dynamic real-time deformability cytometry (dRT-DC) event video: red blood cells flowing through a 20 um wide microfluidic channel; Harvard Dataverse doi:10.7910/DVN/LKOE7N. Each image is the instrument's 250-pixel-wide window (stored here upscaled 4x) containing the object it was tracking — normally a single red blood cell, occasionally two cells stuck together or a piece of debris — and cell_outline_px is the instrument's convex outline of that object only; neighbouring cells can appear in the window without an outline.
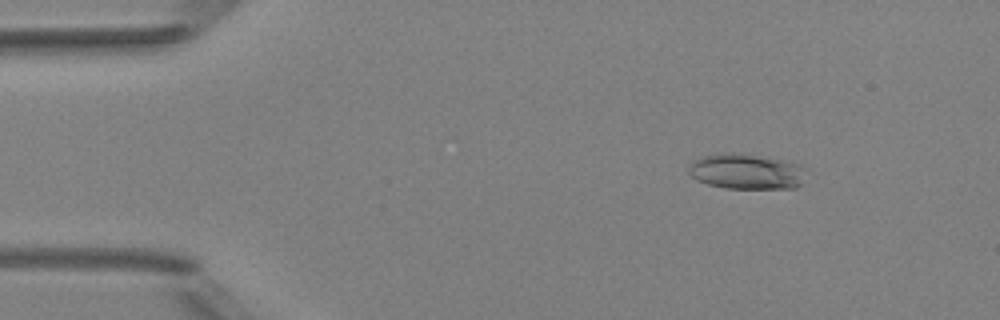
{"species": "Egyptian fruit bat (a non-hibernating species)", "species_latin": "Rousettus aegyptiacus", "temperature_condition": "room temperature", "stored_images_in_passage": 4, "camera_frame_rate_fps": 3000, "um_per_image_px": 0.085, "animal": {"sex": "female"}, "frame": {"image": 1, "passage_image": 1, "time_ms": 0.0, "image_size_px": [1000, 320], "cell_outline_px": [[804, 168], [800, 184], [796, 188], [724, 188], [708, 184], [696, 180], [688, 172], [688, 168], [700, 156], [720, 152], [728, 152], [788, 160], [800, 164]], "centroid_in_image_um": [63.41, 14.57], "position_along_channel_um": 21.6, "area_um2": 24.16}}
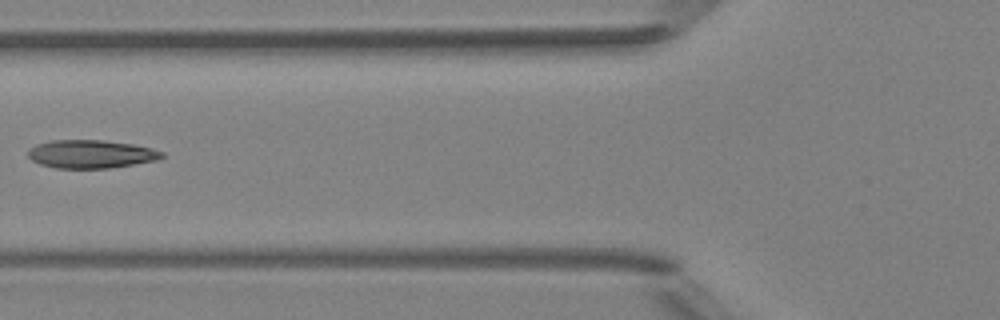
{"frame": {"image": 2, "passage_image": 4, "time_ms": 4.333, "image_size_px": [1000, 320], "cell_outline_px": [[164, 156], [156, 160], [108, 168], [56, 168], [40, 164], [32, 160], [28, 156], [28, 152], [36, 144], [48, 140], [104, 140], [132, 144], [152, 148], [164, 152]], "centroid_in_image_um": [7.72, 13.09], "position_along_channel_um": 118.1, "area_um2": 21.91}}